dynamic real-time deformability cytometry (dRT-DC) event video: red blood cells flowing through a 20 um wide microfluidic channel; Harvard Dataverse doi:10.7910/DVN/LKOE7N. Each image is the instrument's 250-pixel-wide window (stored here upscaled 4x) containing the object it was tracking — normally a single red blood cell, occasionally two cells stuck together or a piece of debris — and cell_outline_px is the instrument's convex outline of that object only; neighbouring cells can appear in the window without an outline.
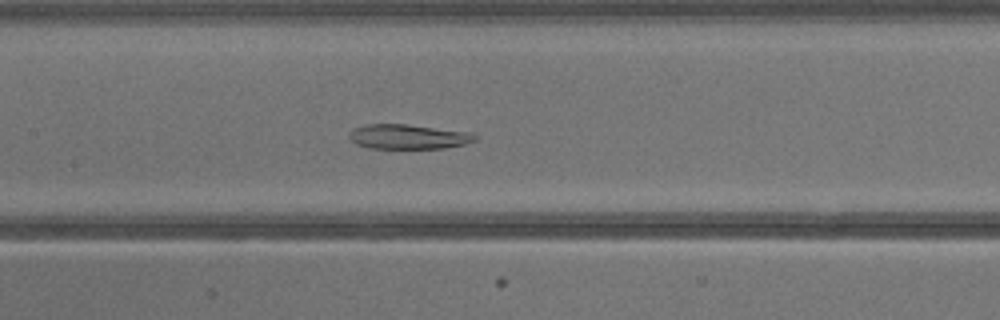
{"species": "common noctule bat (a hibernating species)", "species_latin": "Nyctalus noctula", "temperature_condition": "warm", "stored_images_in_passage": 41, "segment_of_instrument_passage": [2, 2], "camera_frame_rate_fps": 3000, "um_per_image_px": 0.085, "animal": {"sex": "male", "body_mass_g": 13.3}, "frame": {"image": 1, "passage_image": 20, "time_ms": 6.333, "image_size_px": [1000, 320], "cell_outline_px": [[476, 140], [464, 144], [444, 148], [368, 148], [356, 144], [348, 136], [348, 132], [352, 128], [364, 124], [408, 124], [472, 132], [476, 136]], "centroid_in_image_um": [34.67, 11.6], "position_along_channel_um": 172.7, "area_um2": 18.26}}
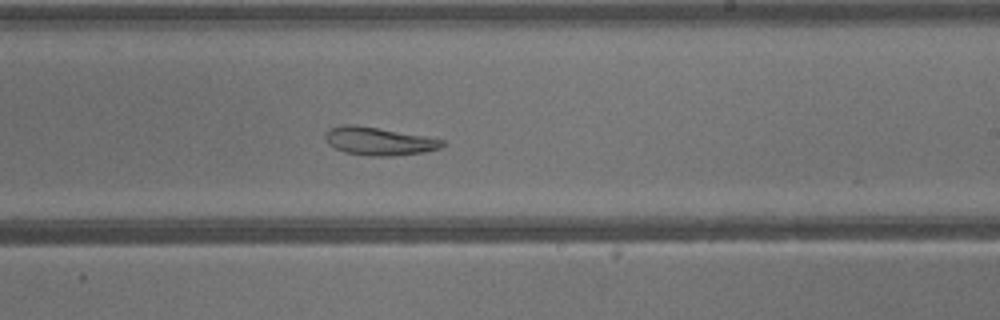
{"frame": {"image": 2, "passage_image": 25, "time_ms": 8.0, "image_size_px": [1000, 320], "cell_outline_px": [[448, 144], [440, 148], [424, 152], [392, 156], [364, 156], [344, 152], [328, 144], [324, 136], [332, 128], [344, 124], [352, 124], [376, 128], [444, 140]], "centroid_in_image_um": [32.21, 12.02], "position_along_channel_um": 256.8, "area_um2": 18.84}}
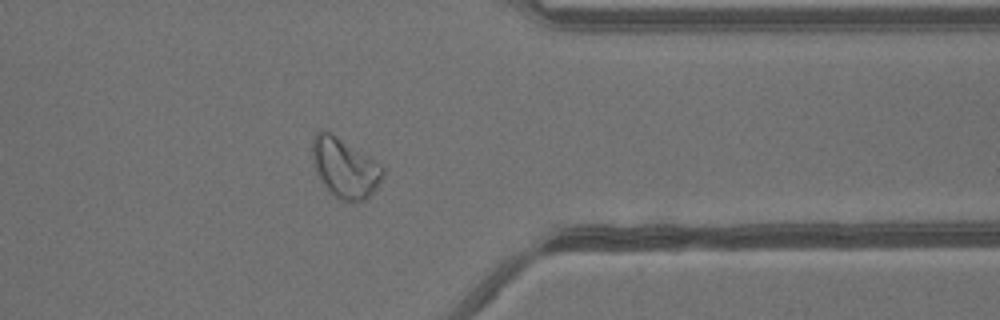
{"frame": {"image": 3, "passage_image": 33, "time_ms": 10.667, "image_size_px": [1000, 320], "cell_outline_px": [[384, 172], [376, 188], [364, 200], [356, 204], [340, 200], [328, 192], [320, 180], [316, 172], [312, 160], [312, 140], [316, 132], [320, 128], [324, 128], [380, 164], [384, 168]], "centroid_in_image_um": [29.26, 14.28], "position_along_channel_um": 382.1, "area_um2": 24.62}}